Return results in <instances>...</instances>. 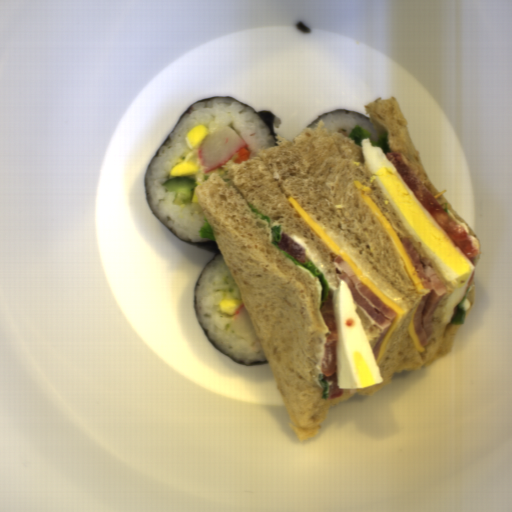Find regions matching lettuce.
<instances>
[{
	"mask_svg": "<svg viewBox=\"0 0 512 512\" xmlns=\"http://www.w3.org/2000/svg\"><path fill=\"white\" fill-rule=\"evenodd\" d=\"M281 226L275 225L273 227H270L273 242L272 244L275 245L276 249L280 250L286 258L290 259L296 266H301L303 268L308 269L312 274H314L321 282L323 286V290H321V299H320V307L323 306L324 301L328 298L330 293V284L329 281L325 278L324 273L320 272L319 269L316 267L315 264H313L311 261L308 263H299L295 258L290 256L288 253H286L284 250L278 247V244L282 240L281 236Z\"/></svg>",
	"mask_w": 512,
	"mask_h": 512,
	"instance_id": "1",
	"label": "lettuce"
},
{
	"mask_svg": "<svg viewBox=\"0 0 512 512\" xmlns=\"http://www.w3.org/2000/svg\"><path fill=\"white\" fill-rule=\"evenodd\" d=\"M471 287H468L467 290H465V293L463 295V298L460 303L454 306V312L451 318V321L449 324H465V317H466V309L463 307V303L466 299V296L469 292Z\"/></svg>",
	"mask_w": 512,
	"mask_h": 512,
	"instance_id": "2",
	"label": "lettuce"
},
{
	"mask_svg": "<svg viewBox=\"0 0 512 512\" xmlns=\"http://www.w3.org/2000/svg\"><path fill=\"white\" fill-rule=\"evenodd\" d=\"M371 134L370 132H367L363 130L361 127H359L357 124L352 127L349 135L347 138H351L355 141L356 145L362 148L361 140L364 138H370Z\"/></svg>",
	"mask_w": 512,
	"mask_h": 512,
	"instance_id": "3",
	"label": "lettuce"
},
{
	"mask_svg": "<svg viewBox=\"0 0 512 512\" xmlns=\"http://www.w3.org/2000/svg\"><path fill=\"white\" fill-rule=\"evenodd\" d=\"M370 143L374 147H379L385 155L388 153H392V149H390L388 145L387 131L384 134L380 135L376 141H370Z\"/></svg>",
	"mask_w": 512,
	"mask_h": 512,
	"instance_id": "4",
	"label": "lettuce"
},
{
	"mask_svg": "<svg viewBox=\"0 0 512 512\" xmlns=\"http://www.w3.org/2000/svg\"><path fill=\"white\" fill-rule=\"evenodd\" d=\"M205 223L201 226L199 232H200V240L202 238H206L209 240H212L216 242L215 233L213 228L211 227L207 217H204Z\"/></svg>",
	"mask_w": 512,
	"mask_h": 512,
	"instance_id": "5",
	"label": "lettuce"
},
{
	"mask_svg": "<svg viewBox=\"0 0 512 512\" xmlns=\"http://www.w3.org/2000/svg\"><path fill=\"white\" fill-rule=\"evenodd\" d=\"M325 379V375L324 373L323 374H319L318 375V382L322 388V392H321V397L320 399H327L328 397V391H329V385H328V382L324 381Z\"/></svg>",
	"mask_w": 512,
	"mask_h": 512,
	"instance_id": "6",
	"label": "lettuce"
},
{
	"mask_svg": "<svg viewBox=\"0 0 512 512\" xmlns=\"http://www.w3.org/2000/svg\"><path fill=\"white\" fill-rule=\"evenodd\" d=\"M248 205H249L250 209L252 210V212L255 213L257 218H259L260 220L266 221L268 224L271 223V220H270L269 216H265L259 210L255 209L253 204L248 203Z\"/></svg>",
	"mask_w": 512,
	"mask_h": 512,
	"instance_id": "7",
	"label": "lettuce"
}]
</instances>
